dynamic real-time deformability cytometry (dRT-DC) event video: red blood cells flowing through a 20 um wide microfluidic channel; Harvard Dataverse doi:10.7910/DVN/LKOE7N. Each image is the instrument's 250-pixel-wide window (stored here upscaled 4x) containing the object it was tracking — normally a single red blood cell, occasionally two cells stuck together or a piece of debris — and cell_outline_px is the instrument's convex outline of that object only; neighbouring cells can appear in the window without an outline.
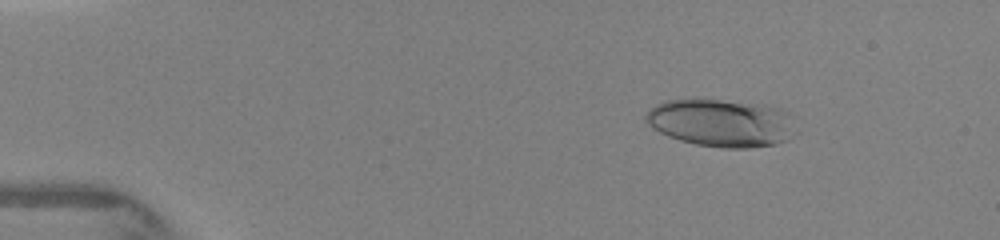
{"species": "human", "species_latin": "Homo sapiens", "temperature_condition": "warm", "stored_images_in_passage": 20, "camera_frame_rate_fps": 3000, "um_per_image_px": 0.085, "donor": {"sex": "female"}, "frame": {"image": 1, "passage_image": 5, "time_ms": 2.0, "image_size_px": [1000, 240], "cell_outline_px": [[800, 132], [788, 140], [776, 144], [748, 148], [720, 148], [696, 144], [680, 140], [668, 136], [660, 132], [648, 124], [644, 120], [644, 116], [656, 104], [664, 100], [720, 100], [768, 104], [780, 108], [788, 112]], "centroid_in_image_um": [61.41, 10.45], "position_along_channel_um": 23.6, "area_um2": 42.25}}
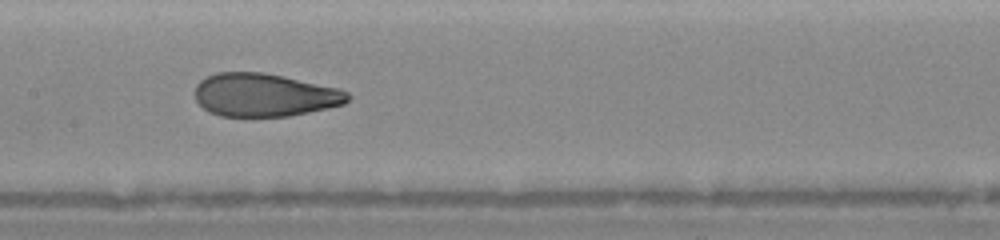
{"frame": {"image": 2, "passage_image": 16, "time_ms": 7.667, "image_size_px": [1000, 240], "cell_outline_px": [[352, 96], [344, 104], [328, 108], [288, 116], [220, 116], [208, 112], [196, 100], [196, 84], [200, 80], [216, 72], [264, 72], [284, 76], [340, 88], [348, 92]], "centroid_in_image_um": [22.5, 8.07], "position_along_channel_um": 184.9, "area_um2": 38.55}}
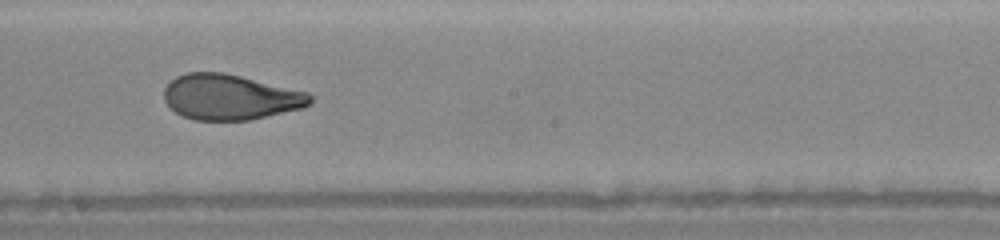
{"frame": {"image": 3, "passage_image": 18, "time_ms": 8.667, "image_size_px": [1000, 240], "cell_outline_px": [[312, 104], [304, 108], [248, 120], [196, 120], [184, 116], [176, 112], [164, 100], [164, 88], [176, 76], [188, 72], [224, 72], [308, 92], [312, 96]], "centroid_in_image_um": [19.59, 8.25], "position_along_channel_um": 228.6, "area_um2": 38.61}}